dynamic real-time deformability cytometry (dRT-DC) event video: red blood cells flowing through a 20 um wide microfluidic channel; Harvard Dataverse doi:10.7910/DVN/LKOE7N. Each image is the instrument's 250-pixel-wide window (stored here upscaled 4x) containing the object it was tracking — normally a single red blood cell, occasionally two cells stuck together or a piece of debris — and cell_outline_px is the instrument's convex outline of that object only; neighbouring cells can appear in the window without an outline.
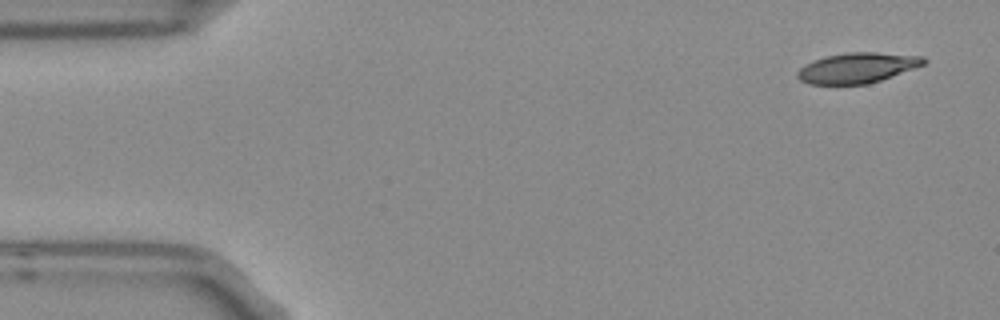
{"species": "Egyptian fruit bat (a non-hibernating species)", "species_latin": "Rousettus aegyptiacus", "temperature_condition": "room temperature", "stored_images_in_passage": 3, "camera_frame_rate_fps": 3000, "um_per_image_px": 0.085, "frame": {"image": 1, "passage_image": 1, "time_ms": 0.0, "image_size_px": [1000, 320], "cell_outline_px": [[928, 60], [924, 64], [880, 80], [868, 84], [808, 84], [800, 80], [796, 76], [796, 72], [804, 64], [812, 60], [824, 56], [848, 52], [876, 52], [924, 56]], "centroid_in_image_um": [72.83, 5.75], "position_along_channel_um": 12.2, "area_um2": 22.37}}